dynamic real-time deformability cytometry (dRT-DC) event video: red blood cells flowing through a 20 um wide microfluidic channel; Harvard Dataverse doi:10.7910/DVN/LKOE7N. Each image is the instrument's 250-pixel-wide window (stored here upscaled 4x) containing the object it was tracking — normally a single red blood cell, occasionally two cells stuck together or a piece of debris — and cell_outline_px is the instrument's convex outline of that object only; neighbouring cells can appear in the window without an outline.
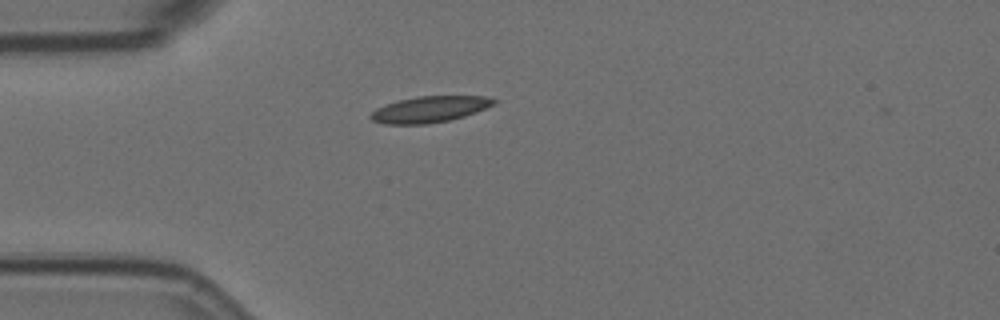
{"species": "Egyptian fruit bat (a non-hibernating species)", "species_latin": "Rousettus aegyptiacus", "temperature_condition": "room temperature", "stored_images_in_passage": 1, "camera_frame_rate_fps": 3000, "um_per_image_px": 0.085, "animal": {"sex": "female"}, "frame": {"image": 1, "passage_image": 1, "time_ms": 0.0, "image_size_px": [1000, 320], "cell_outline_px": [[496, 104], [476, 112], [464, 116], [448, 120], [428, 124], [384, 124], [372, 120], [368, 116], [376, 108], [400, 100], [420, 96], [484, 96], [496, 100]], "centroid_in_image_um": [36.52, 9.3], "position_along_channel_um": 48.5, "area_um2": 18.61}}